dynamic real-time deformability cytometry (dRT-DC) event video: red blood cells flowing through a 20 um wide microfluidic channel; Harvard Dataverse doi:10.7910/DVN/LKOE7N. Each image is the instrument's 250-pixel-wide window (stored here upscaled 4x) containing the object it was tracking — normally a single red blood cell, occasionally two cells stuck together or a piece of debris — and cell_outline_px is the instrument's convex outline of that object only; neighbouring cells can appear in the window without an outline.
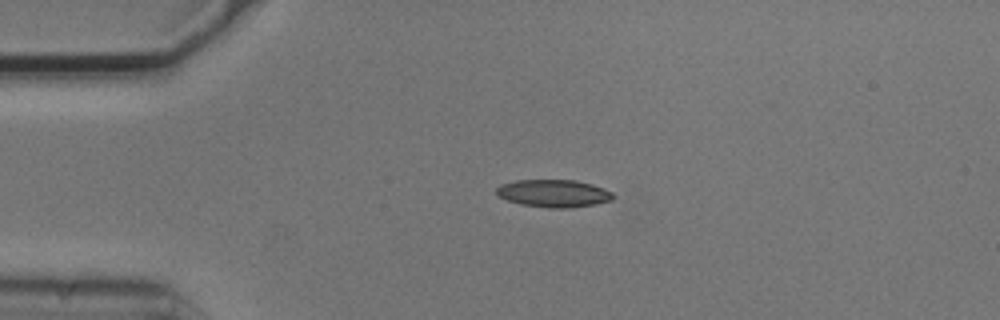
{"species": "common noctule bat (a hibernating species)", "species_latin": "Nyctalus noctula", "temperature_condition": "cold", "stored_images_in_passage": 4, "camera_frame_rate_fps": 3000, "um_per_image_px": 0.085, "animal": {"sex": "male", "body_mass_g": 20.5, "forearm_length_mm": 52.5}, "frame": {"image": 1, "passage_image": 3, "time_ms": 0.667, "image_size_px": [1000, 320], "cell_outline_px": [[616, 196], [612, 200], [596, 204], [572, 208], [548, 208], [520, 204], [496, 196], [496, 188], [500, 184], [516, 180], [576, 180], [592, 184], [604, 188], [612, 192]], "centroid_in_image_um": [47.07, 16.44], "position_along_channel_um": 37.9, "area_um2": 19.02}}